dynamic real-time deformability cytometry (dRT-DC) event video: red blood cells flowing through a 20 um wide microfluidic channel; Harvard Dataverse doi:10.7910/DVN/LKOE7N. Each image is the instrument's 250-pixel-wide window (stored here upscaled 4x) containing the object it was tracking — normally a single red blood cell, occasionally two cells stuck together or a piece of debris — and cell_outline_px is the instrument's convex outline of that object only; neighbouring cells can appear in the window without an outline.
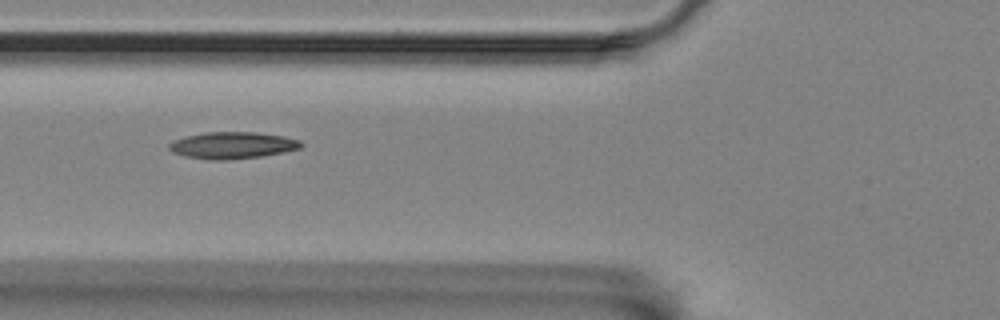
{"species": "Egyptian fruit bat (a non-hibernating species)", "species_latin": "Rousettus aegyptiacus", "temperature_condition": "room temperature", "stored_images_in_passage": 15, "camera_frame_rate_fps": 3000, "um_per_image_px": 0.085, "animal": {"sex": "female"}, "frame": {"image": 1, "passage_image": 6, "time_ms": 6.333, "image_size_px": [1000, 320], "cell_outline_px": [[304, 144], [300, 148], [284, 152], [260, 156], [224, 160], [212, 160], [184, 156], [172, 152], [168, 148], [168, 144], [172, 140], [184, 136], [204, 132], [256, 132], [284, 136], [300, 140]], "centroid_in_image_um": [19.72, 12.34], "position_along_channel_um": 106.1, "area_um2": 20.69}}
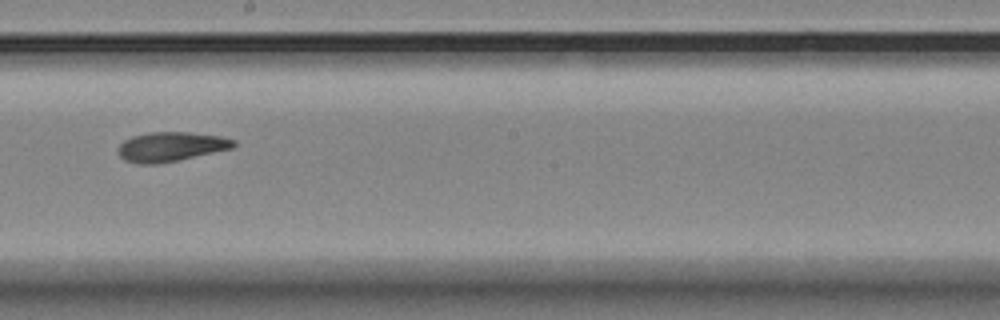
{"frame": {"image": 2, "passage_image": 9, "time_ms": 10.0, "image_size_px": [1000, 320], "cell_outline_px": [[236, 144], [232, 148], [176, 160], [156, 164], [140, 164], [124, 160], [116, 152], [116, 148], [124, 140], [132, 136], [152, 132], [188, 132], [220, 136], [236, 140]], "centroid_in_image_um": [14.47, 12.46], "position_along_channel_um": 233.7, "area_um2": 19.71}}
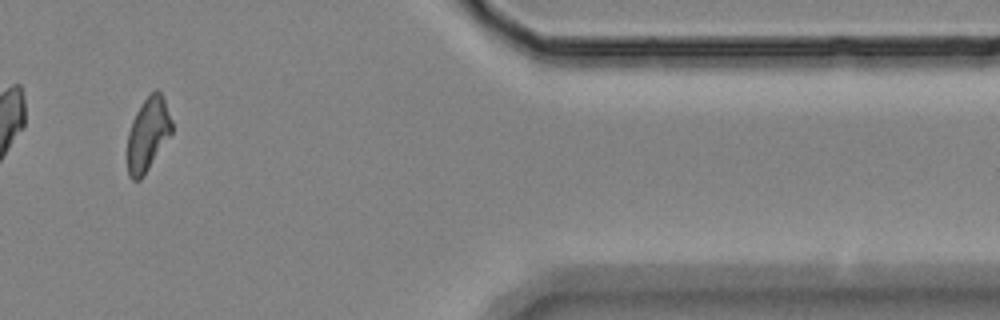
{"frame": {"image": 3, "passage_image": 14, "time_ms": 15.667, "image_size_px": [1000, 320], "cell_outline_px": [[172, 132], [144, 176], [140, 180], [132, 180], [128, 176], [128, 132], [132, 120], [136, 112], [144, 100], [156, 88], [160, 92], [164, 100], [172, 120]], "centroid_in_image_um": [12.56, 11.43], "position_along_channel_um": 398.8, "area_um2": 18.84}, "authors_computed_cell_mechanics": {"area_um2": 19.8832, "velocity_mm_per_s": 3.4809, "shape_relaxation_time_tau1_ms": null, "shape_relaxation_time_tau2_ms": 4.9138, "deformation_change_tau1": null, "deformation_change_tau2": 0.1103}}